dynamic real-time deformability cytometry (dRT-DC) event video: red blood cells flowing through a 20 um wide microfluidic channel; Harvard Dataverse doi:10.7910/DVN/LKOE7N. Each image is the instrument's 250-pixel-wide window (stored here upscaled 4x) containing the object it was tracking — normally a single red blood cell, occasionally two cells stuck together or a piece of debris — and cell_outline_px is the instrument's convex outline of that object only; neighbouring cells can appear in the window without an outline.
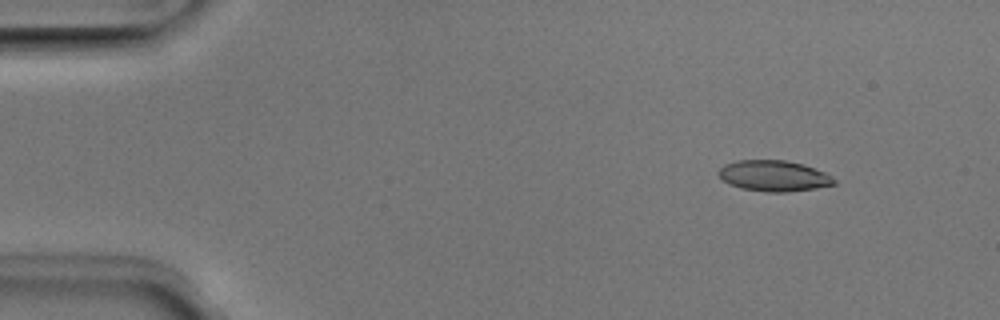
{"species": "Egyptian fruit bat (a non-hibernating species)", "species_latin": "Rousettus aegyptiacus", "temperature_condition": "room temperature", "stored_images_in_passage": 49, "camera_frame_rate_fps": 3000, "um_per_image_px": 0.085, "animal": {"sex": "male"}, "frame": {"image": 1, "passage_image": 4, "time_ms": 1.0, "image_size_px": [1000, 320], "cell_outline_px": [[836, 184], [816, 188], [788, 192], [768, 192], [740, 188], [728, 184], [716, 172], [724, 164], [736, 160], [784, 160], [804, 164], [824, 172], [832, 176], [836, 180]], "centroid_in_image_um": [65.77, 14.95], "position_along_channel_um": 19.2, "area_um2": 20.92}}
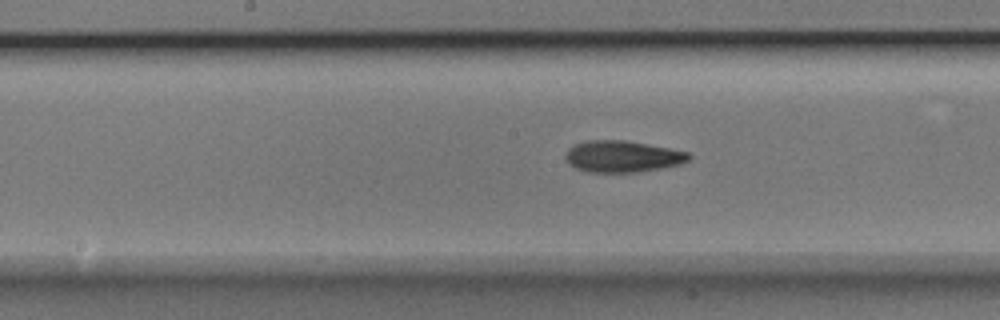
{"frame": {"image": 2, "passage_image": 24, "time_ms": 7.667, "image_size_px": [1000, 320], "cell_outline_px": [[692, 156], [688, 160], [680, 164], [660, 168], [636, 172], [588, 172], [576, 168], [568, 164], [564, 160], [564, 156], [568, 148], [572, 144], [588, 140], [624, 140], [668, 148], [688, 152]], "centroid_in_image_um": [52.84, 13.29], "position_along_channel_um": 195.4, "area_um2": 22.72}}
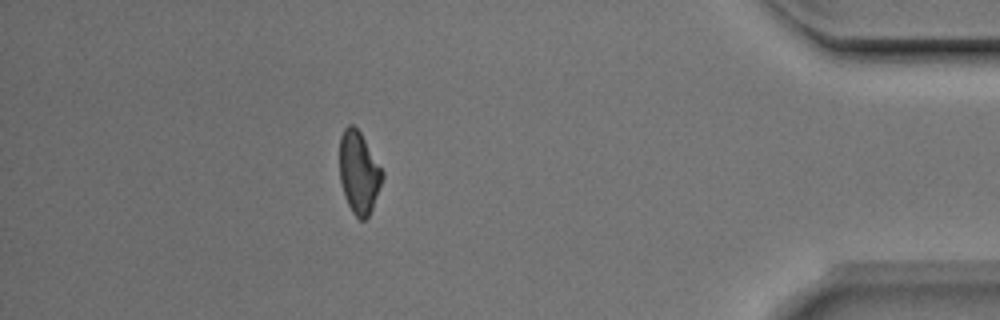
{"frame": {"image": 3, "passage_image": 43, "time_ms": 14.0, "image_size_px": [1000, 320], "cell_outline_px": [[384, 176], [372, 208], [368, 216], [364, 220], [360, 220], [352, 212], [344, 196], [340, 180], [340, 136], [344, 128], [348, 124], [352, 124], [360, 132], [384, 172]], "centroid_in_image_um": [30.5, 14.66], "position_along_channel_um": 404.7, "area_um2": 20.35}, "authors_computed_cell_mechanics": {"area_um2": 21.6172, "velocity_mm_per_s": 4.0288, "shape_relaxation_time_tau1_ms": 3.9438, "shape_relaxation_time_tau2_ms": 2.904, "deformation_change_tau1": 0.1321, "deformation_change_tau2": 0.0969}}